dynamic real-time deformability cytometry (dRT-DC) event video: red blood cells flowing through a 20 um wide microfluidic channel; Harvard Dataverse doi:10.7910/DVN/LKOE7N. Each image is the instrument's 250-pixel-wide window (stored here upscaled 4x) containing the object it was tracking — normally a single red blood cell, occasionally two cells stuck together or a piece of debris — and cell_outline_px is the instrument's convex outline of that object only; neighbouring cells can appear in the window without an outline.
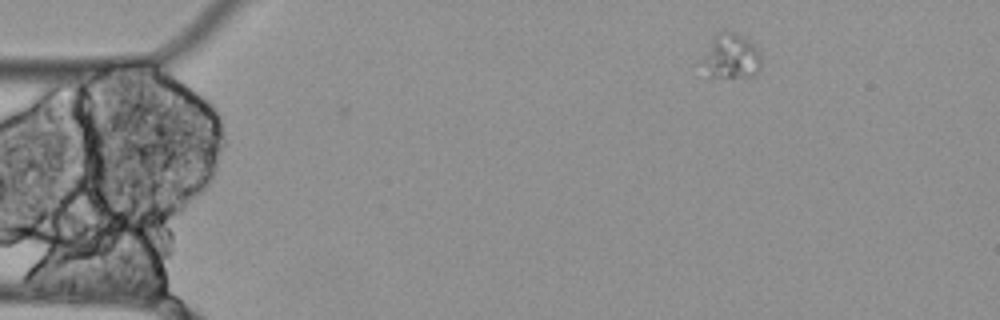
{"species": "Egyptian fruit bat (a non-hibernating species)", "species_latin": "Rousettus aegyptiacus", "temperature_condition": "cold", "stored_images_in_passage": 2, "camera_frame_rate_fps": 3000, "um_per_image_px": 0.085, "animal": {"sex": "female"}, "frame": {"image": 1, "passage_image": 2, "time_ms": 0.333, "image_size_px": [1000, 320], "cell_outline_px": [[760, 68], [752, 76], [708, 76], [700, 64], [700, 60], [712, 40], [720, 32], [736, 32], [748, 40], [756, 48], [760, 60]], "centroid_in_image_um": [62.09, 4.8], "position_along_channel_um": 22.9, "area_um2": 15.03}}